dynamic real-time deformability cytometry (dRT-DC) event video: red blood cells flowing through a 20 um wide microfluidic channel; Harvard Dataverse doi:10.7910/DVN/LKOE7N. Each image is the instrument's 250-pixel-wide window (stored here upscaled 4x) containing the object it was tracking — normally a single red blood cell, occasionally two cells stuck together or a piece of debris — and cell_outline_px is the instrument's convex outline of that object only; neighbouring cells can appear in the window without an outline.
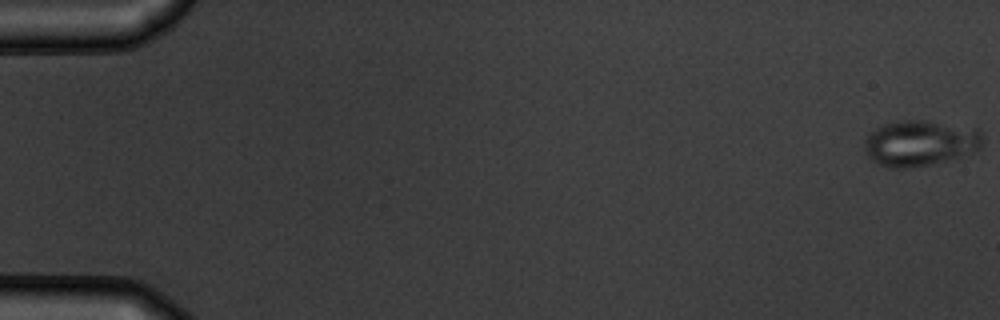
{"species": "common noctule bat (a hibernating species)", "species_latin": "Nyctalus noctula", "temperature_condition": "warm", "stored_images_in_passage": 55, "camera_frame_rate_fps": 3000, "um_per_image_px": 0.085, "animal": {"sex": "male", "body_mass_g": 19.5, "forearm_length_mm": 54.6}, "frame": {"image": 1, "passage_image": 1, "time_ms": 0.0, "image_size_px": [1000, 320], "cell_outline_px": [[984, 144], [976, 152], [948, 160], [928, 164], [904, 168], [888, 168], [872, 160], [868, 156], [864, 148], [864, 140], [876, 128], [884, 124], [900, 120], [928, 120], [980, 128], [984, 136]], "centroid_in_image_um": [78.28, 12.14], "position_along_channel_um": 6.7, "area_um2": 31.96}}
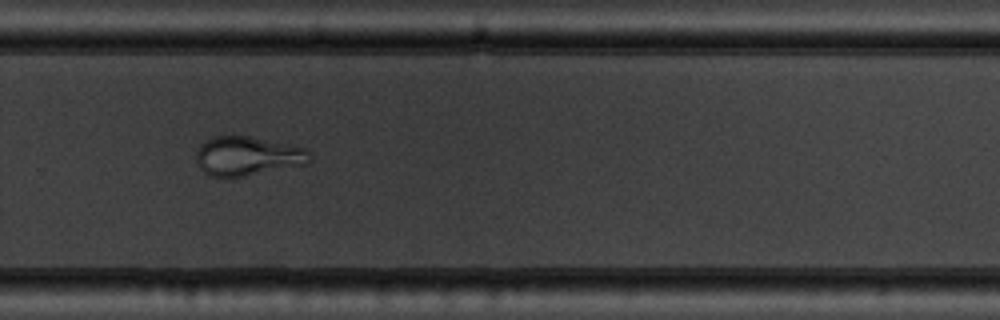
{"frame": {"image": 2, "passage_image": 38, "time_ms": 12.333, "image_size_px": [1000, 320], "cell_outline_px": [[312, 160], [308, 164], [240, 176], [212, 176], [204, 172], [200, 168], [196, 160], [196, 152], [200, 144], [204, 140], [216, 136], [252, 136], [304, 148], [312, 156]], "centroid_in_image_um": [21.03, 13.25], "position_along_channel_um": 308.8, "area_um2": 25.66}}
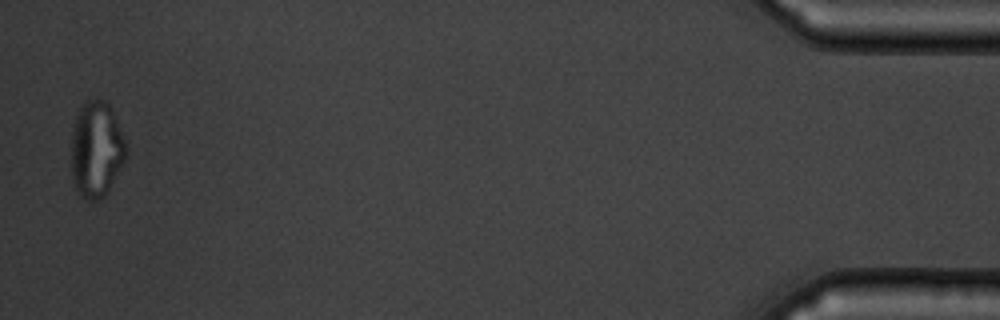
{"frame": {"image": 3, "passage_image": 54, "time_ms": 17.667, "image_size_px": [1000, 320], "cell_outline_px": [[128, 152], [124, 160], [104, 196], [96, 200], [84, 200], [80, 196], [72, 180], [72, 132], [76, 116], [80, 108], [88, 100], [108, 100], [124, 140]], "centroid_in_image_um": [8.17, 12.7], "position_along_channel_um": 427.0, "area_um2": 30.23}}